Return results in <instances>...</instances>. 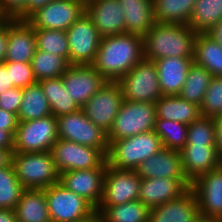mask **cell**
<instances>
[{
  "label": "cell",
  "instance_id": "4fadbf2b",
  "mask_svg": "<svg viewBox=\"0 0 222 222\" xmlns=\"http://www.w3.org/2000/svg\"><path fill=\"white\" fill-rule=\"evenodd\" d=\"M123 100L120 84L117 81H107L82 109L88 119L108 133Z\"/></svg>",
  "mask_w": 222,
  "mask_h": 222
},
{
  "label": "cell",
  "instance_id": "7a4b0ae2",
  "mask_svg": "<svg viewBox=\"0 0 222 222\" xmlns=\"http://www.w3.org/2000/svg\"><path fill=\"white\" fill-rule=\"evenodd\" d=\"M197 34L189 25L156 22L143 37L144 57L150 61L175 56L193 58Z\"/></svg>",
  "mask_w": 222,
  "mask_h": 222
},
{
  "label": "cell",
  "instance_id": "7402d4cb",
  "mask_svg": "<svg viewBox=\"0 0 222 222\" xmlns=\"http://www.w3.org/2000/svg\"><path fill=\"white\" fill-rule=\"evenodd\" d=\"M180 155L185 178L190 184L220 166V155L215 145H185Z\"/></svg>",
  "mask_w": 222,
  "mask_h": 222
},
{
  "label": "cell",
  "instance_id": "f35d334b",
  "mask_svg": "<svg viewBox=\"0 0 222 222\" xmlns=\"http://www.w3.org/2000/svg\"><path fill=\"white\" fill-rule=\"evenodd\" d=\"M186 145H215L214 118L200 116L188 125Z\"/></svg>",
  "mask_w": 222,
  "mask_h": 222
},
{
  "label": "cell",
  "instance_id": "6da1fadb",
  "mask_svg": "<svg viewBox=\"0 0 222 222\" xmlns=\"http://www.w3.org/2000/svg\"><path fill=\"white\" fill-rule=\"evenodd\" d=\"M144 38L136 34L102 37L92 66L107 80L118 81L144 59Z\"/></svg>",
  "mask_w": 222,
  "mask_h": 222
},
{
  "label": "cell",
  "instance_id": "9a60e30c",
  "mask_svg": "<svg viewBox=\"0 0 222 222\" xmlns=\"http://www.w3.org/2000/svg\"><path fill=\"white\" fill-rule=\"evenodd\" d=\"M61 77L64 87L79 108L107 82L92 65H70Z\"/></svg>",
  "mask_w": 222,
  "mask_h": 222
},
{
  "label": "cell",
  "instance_id": "5b68a950",
  "mask_svg": "<svg viewBox=\"0 0 222 222\" xmlns=\"http://www.w3.org/2000/svg\"><path fill=\"white\" fill-rule=\"evenodd\" d=\"M156 117L155 103L123 100L107 133L108 142L153 131Z\"/></svg>",
  "mask_w": 222,
  "mask_h": 222
},
{
  "label": "cell",
  "instance_id": "4316f807",
  "mask_svg": "<svg viewBox=\"0 0 222 222\" xmlns=\"http://www.w3.org/2000/svg\"><path fill=\"white\" fill-rule=\"evenodd\" d=\"M14 212L17 222H51L45 189H24Z\"/></svg>",
  "mask_w": 222,
  "mask_h": 222
},
{
  "label": "cell",
  "instance_id": "60d3db41",
  "mask_svg": "<svg viewBox=\"0 0 222 222\" xmlns=\"http://www.w3.org/2000/svg\"><path fill=\"white\" fill-rule=\"evenodd\" d=\"M10 71L14 87L25 88L37 83L32 71L31 62H3Z\"/></svg>",
  "mask_w": 222,
  "mask_h": 222
},
{
  "label": "cell",
  "instance_id": "7dc6e473",
  "mask_svg": "<svg viewBox=\"0 0 222 222\" xmlns=\"http://www.w3.org/2000/svg\"><path fill=\"white\" fill-rule=\"evenodd\" d=\"M14 85L11 81L10 71L4 63H0V94L7 89L13 88Z\"/></svg>",
  "mask_w": 222,
  "mask_h": 222
},
{
  "label": "cell",
  "instance_id": "1f68e13d",
  "mask_svg": "<svg viewBox=\"0 0 222 222\" xmlns=\"http://www.w3.org/2000/svg\"><path fill=\"white\" fill-rule=\"evenodd\" d=\"M96 212L105 222H149L150 208L136 200L112 207H97Z\"/></svg>",
  "mask_w": 222,
  "mask_h": 222
},
{
  "label": "cell",
  "instance_id": "7bdbcfd3",
  "mask_svg": "<svg viewBox=\"0 0 222 222\" xmlns=\"http://www.w3.org/2000/svg\"><path fill=\"white\" fill-rule=\"evenodd\" d=\"M27 0H0V12L4 18H14L24 7Z\"/></svg>",
  "mask_w": 222,
  "mask_h": 222
},
{
  "label": "cell",
  "instance_id": "ac0fdd59",
  "mask_svg": "<svg viewBox=\"0 0 222 222\" xmlns=\"http://www.w3.org/2000/svg\"><path fill=\"white\" fill-rule=\"evenodd\" d=\"M85 13L101 37L126 33L124 12L118 0H89Z\"/></svg>",
  "mask_w": 222,
  "mask_h": 222
},
{
  "label": "cell",
  "instance_id": "bcb514c9",
  "mask_svg": "<svg viewBox=\"0 0 222 222\" xmlns=\"http://www.w3.org/2000/svg\"><path fill=\"white\" fill-rule=\"evenodd\" d=\"M8 45V18L0 21V63L5 61Z\"/></svg>",
  "mask_w": 222,
  "mask_h": 222
},
{
  "label": "cell",
  "instance_id": "3957f363",
  "mask_svg": "<svg viewBox=\"0 0 222 222\" xmlns=\"http://www.w3.org/2000/svg\"><path fill=\"white\" fill-rule=\"evenodd\" d=\"M162 148L160 137L154 131L109 142L107 165L119 170H135Z\"/></svg>",
  "mask_w": 222,
  "mask_h": 222
},
{
  "label": "cell",
  "instance_id": "c3c4849f",
  "mask_svg": "<svg viewBox=\"0 0 222 222\" xmlns=\"http://www.w3.org/2000/svg\"><path fill=\"white\" fill-rule=\"evenodd\" d=\"M215 123V146L217 152L222 156V115L214 118Z\"/></svg>",
  "mask_w": 222,
  "mask_h": 222
},
{
  "label": "cell",
  "instance_id": "f5cc1de1",
  "mask_svg": "<svg viewBox=\"0 0 222 222\" xmlns=\"http://www.w3.org/2000/svg\"><path fill=\"white\" fill-rule=\"evenodd\" d=\"M209 35L213 37L222 46V20L219 21L209 32Z\"/></svg>",
  "mask_w": 222,
  "mask_h": 222
},
{
  "label": "cell",
  "instance_id": "e0dca14e",
  "mask_svg": "<svg viewBox=\"0 0 222 222\" xmlns=\"http://www.w3.org/2000/svg\"><path fill=\"white\" fill-rule=\"evenodd\" d=\"M199 214L222 219V167L201 175L193 183Z\"/></svg>",
  "mask_w": 222,
  "mask_h": 222
},
{
  "label": "cell",
  "instance_id": "ab89813d",
  "mask_svg": "<svg viewBox=\"0 0 222 222\" xmlns=\"http://www.w3.org/2000/svg\"><path fill=\"white\" fill-rule=\"evenodd\" d=\"M201 116L215 118L222 115V76H213L200 105Z\"/></svg>",
  "mask_w": 222,
  "mask_h": 222
},
{
  "label": "cell",
  "instance_id": "5bb4252c",
  "mask_svg": "<svg viewBox=\"0 0 222 222\" xmlns=\"http://www.w3.org/2000/svg\"><path fill=\"white\" fill-rule=\"evenodd\" d=\"M141 180L135 170H119L107 165L103 196L98 207H112L138 200Z\"/></svg>",
  "mask_w": 222,
  "mask_h": 222
},
{
  "label": "cell",
  "instance_id": "8d00e7d4",
  "mask_svg": "<svg viewBox=\"0 0 222 222\" xmlns=\"http://www.w3.org/2000/svg\"><path fill=\"white\" fill-rule=\"evenodd\" d=\"M36 49L65 58L69 62V44L66 31L34 28Z\"/></svg>",
  "mask_w": 222,
  "mask_h": 222
},
{
  "label": "cell",
  "instance_id": "7c38bea8",
  "mask_svg": "<svg viewBox=\"0 0 222 222\" xmlns=\"http://www.w3.org/2000/svg\"><path fill=\"white\" fill-rule=\"evenodd\" d=\"M83 13L85 4L79 0H52L26 21L33 28L66 31Z\"/></svg>",
  "mask_w": 222,
  "mask_h": 222
},
{
  "label": "cell",
  "instance_id": "484cf974",
  "mask_svg": "<svg viewBox=\"0 0 222 222\" xmlns=\"http://www.w3.org/2000/svg\"><path fill=\"white\" fill-rule=\"evenodd\" d=\"M157 118L190 125L198 119L200 106L182 99L179 95H162L155 103Z\"/></svg>",
  "mask_w": 222,
  "mask_h": 222
},
{
  "label": "cell",
  "instance_id": "2e32d148",
  "mask_svg": "<svg viewBox=\"0 0 222 222\" xmlns=\"http://www.w3.org/2000/svg\"><path fill=\"white\" fill-rule=\"evenodd\" d=\"M106 169L107 161L97 168L65 171L60 173L59 182L69 191L84 197L97 208L103 196Z\"/></svg>",
  "mask_w": 222,
  "mask_h": 222
},
{
  "label": "cell",
  "instance_id": "f907efd6",
  "mask_svg": "<svg viewBox=\"0 0 222 222\" xmlns=\"http://www.w3.org/2000/svg\"><path fill=\"white\" fill-rule=\"evenodd\" d=\"M13 149H0V168L12 164Z\"/></svg>",
  "mask_w": 222,
  "mask_h": 222
},
{
  "label": "cell",
  "instance_id": "52a82bcc",
  "mask_svg": "<svg viewBox=\"0 0 222 222\" xmlns=\"http://www.w3.org/2000/svg\"><path fill=\"white\" fill-rule=\"evenodd\" d=\"M56 118L59 139L94 147L107 155L109 146L107 132L88 119L82 108Z\"/></svg>",
  "mask_w": 222,
  "mask_h": 222
},
{
  "label": "cell",
  "instance_id": "ffe728a7",
  "mask_svg": "<svg viewBox=\"0 0 222 222\" xmlns=\"http://www.w3.org/2000/svg\"><path fill=\"white\" fill-rule=\"evenodd\" d=\"M35 51L34 28L27 21L8 18V45L4 62H31Z\"/></svg>",
  "mask_w": 222,
  "mask_h": 222
},
{
  "label": "cell",
  "instance_id": "9f6ffc18",
  "mask_svg": "<svg viewBox=\"0 0 222 222\" xmlns=\"http://www.w3.org/2000/svg\"><path fill=\"white\" fill-rule=\"evenodd\" d=\"M81 2H83L84 4H86L87 2H89V0H79Z\"/></svg>",
  "mask_w": 222,
  "mask_h": 222
},
{
  "label": "cell",
  "instance_id": "ba28073f",
  "mask_svg": "<svg viewBox=\"0 0 222 222\" xmlns=\"http://www.w3.org/2000/svg\"><path fill=\"white\" fill-rule=\"evenodd\" d=\"M117 82L126 101L156 103L162 96L155 62L145 58Z\"/></svg>",
  "mask_w": 222,
  "mask_h": 222
},
{
  "label": "cell",
  "instance_id": "836d02e7",
  "mask_svg": "<svg viewBox=\"0 0 222 222\" xmlns=\"http://www.w3.org/2000/svg\"><path fill=\"white\" fill-rule=\"evenodd\" d=\"M212 77L207 69L193 62L179 96L200 106Z\"/></svg>",
  "mask_w": 222,
  "mask_h": 222
},
{
  "label": "cell",
  "instance_id": "816d5d0a",
  "mask_svg": "<svg viewBox=\"0 0 222 222\" xmlns=\"http://www.w3.org/2000/svg\"><path fill=\"white\" fill-rule=\"evenodd\" d=\"M0 222H17L14 210L0 209Z\"/></svg>",
  "mask_w": 222,
  "mask_h": 222
},
{
  "label": "cell",
  "instance_id": "d6a6232c",
  "mask_svg": "<svg viewBox=\"0 0 222 222\" xmlns=\"http://www.w3.org/2000/svg\"><path fill=\"white\" fill-rule=\"evenodd\" d=\"M222 20V0H196L189 26L197 33H208Z\"/></svg>",
  "mask_w": 222,
  "mask_h": 222
},
{
  "label": "cell",
  "instance_id": "11a10c76",
  "mask_svg": "<svg viewBox=\"0 0 222 222\" xmlns=\"http://www.w3.org/2000/svg\"><path fill=\"white\" fill-rule=\"evenodd\" d=\"M81 222H104V219L99 213H94L90 218Z\"/></svg>",
  "mask_w": 222,
  "mask_h": 222
},
{
  "label": "cell",
  "instance_id": "681fc988",
  "mask_svg": "<svg viewBox=\"0 0 222 222\" xmlns=\"http://www.w3.org/2000/svg\"><path fill=\"white\" fill-rule=\"evenodd\" d=\"M0 149H14V136L0 127Z\"/></svg>",
  "mask_w": 222,
  "mask_h": 222
},
{
  "label": "cell",
  "instance_id": "4dcf8cb0",
  "mask_svg": "<svg viewBox=\"0 0 222 222\" xmlns=\"http://www.w3.org/2000/svg\"><path fill=\"white\" fill-rule=\"evenodd\" d=\"M38 83L43 89L54 117L70 114L80 109L64 87L61 76L45 79Z\"/></svg>",
  "mask_w": 222,
  "mask_h": 222
},
{
  "label": "cell",
  "instance_id": "8fae6325",
  "mask_svg": "<svg viewBox=\"0 0 222 222\" xmlns=\"http://www.w3.org/2000/svg\"><path fill=\"white\" fill-rule=\"evenodd\" d=\"M59 173L100 167L106 156L97 148L58 139L50 150Z\"/></svg>",
  "mask_w": 222,
  "mask_h": 222
},
{
  "label": "cell",
  "instance_id": "db71d44e",
  "mask_svg": "<svg viewBox=\"0 0 222 222\" xmlns=\"http://www.w3.org/2000/svg\"><path fill=\"white\" fill-rule=\"evenodd\" d=\"M193 222H222V219L212 218L210 216L198 214V216L193 220Z\"/></svg>",
  "mask_w": 222,
  "mask_h": 222
},
{
  "label": "cell",
  "instance_id": "b9f144b4",
  "mask_svg": "<svg viewBox=\"0 0 222 222\" xmlns=\"http://www.w3.org/2000/svg\"><path fill=\"white\" fill-rule=\"evenodd\" d=\"M22 101V88L13 87L0 94V108L18 115Z\"/></svg>",
  "mask_w": 222,
  "mask_h": 222
},
{
  "label": "cell",
  "instance_id": "603a6c76",
  "mask_svg": "<svg viewBox=\"0 0 222 222\" xmlns=\"http://www.w3.org/2000/svg\"><path fill=\"white\" fill-rule=\"evenodd\" d=\"M198 214L195 193L189 188L179 198L150 208L149 222H193Z\"/></svg>",
  "mask_w": 222,
  "mask_h": 222
},
{
  "label": "cell",
  "instance_id": "8992f818",
  "mask_svg": "<svg viewBox=\"0 0 222 222\" xmlns=\"http://www.w3.org/2000/svg\"><path fill=\"white\" fill-rule=\"evenodd\" d=\"M45 196L51 222H81L96 213L90 202L60 182L47 187Z\"/></svg>",
  "mask_w": 222,
  "mask_h": 222
},
{
  "label": "cell",
  "instance_id": "e575fe53",
  "mask_svg": "<svg viewBox=\"0 0 222 222\" xmlns=\"http://www.w3.org/2000/svg\"><path fill=\"white\" fill-rule=\"evenodd\" d=\"M32 71L37 82L62 76L69 68V62L56 54L36 49L31 59Z\"/></svg>",
  "mask_w": 222,
  "mask_h": 222
},
{
  "label": "cell",
  "instance_id": "cb8c5ba5",
  "mask_svg": "<svg viewBox=\"0 0 222 222\" xmlns=\"http://www.w3.org/2000/svg\"><path fill=\"white\" fill-rule=\"evenodd\" d=\"M154 62L162 95H179L193 58L165 57Z\"/></svg>",
  "mask_w": 222,
  "mask_h": 222
},
{
  "label": "cell",
  "instance_id": "680465c9",
  "mask_svg": "<svg viewBox=\"0 0 222 222\" xmlns=\"http://www.w3.org/2000/svg\"><path fill=\"white\" fill-rule=\"evenodd\" d=\"M220 166L222 167V156H220Z\"/></svg>",
  "mask_w": 222,
  "mask_h": 222
},
{
  "label": "cell",
  "instance_id": "d4e9b609",
  "mask_svg": "<svg viewBox=\"0 0 222 222\" xmlns=\"http://www.w3.org/2000/svg\"><path fill=\"white\" fill-rule=\"evenodd\" d=\"M125 18L126 34L144 37L156 23L153 0H118Z\"/></svg>",
  "mask_w": 222,
  "mask_h": 222
},
{
  "label": "cell",
  "instance_id": "f546056e",
  "mask_svg": "<svg viewBox=\"0 0 222 222\" xmlns=\"http://www.w3.org/2000/svg\"><path fill=\"white\" fill-rule=\"evenodd\" d=\"M195 3L196 0H153L155 21L189 25Z\"/></svg>",
  "mask_w": 222,
  "mask_h": 222
},
{
  "label": "cell",
  "instance_id": "ee69618b",
  "mask_svg": "<svg viewBox=\"0 0 222 222\" xmlns=\"http://www.w3.org/2000/svg\"><path fill=\"white\" fill-rule=\"evenodd\" d=\"M51 1L52 0H27L25 7L13 19L26 21L34 12L43 8Z\"/></svg>",
  "mask_w": 222,
  "mask_h": 222
},
{
  "label": "cell",
  "instance_id": "9c48e42d",
  "mask_svg": "<svg viewBox=\"0 0 222 222\" xmlns=\"http://www.w3.org/2000/svg\"><path fill=\"white\" fill-rule=\"evenodd\" d=\"M58 139L57 118L53 115L18 122L13 152L50 151Z\"/></svg>",
  "mask_w": 222,
  "mask_h": 222
},
{
  "label": "cell",
  "instance_id": "f1b7e54d",
  "mask_svg": "<svg viewBox=\"0 0 222 222\" xmlns=\"http://www.w3.org/2000/svg\"><path fill=\"white\" fill-rule=\"evenodd\" d=\"M50 115L52 112L49 102L38 82L22 89V101L17 115L18 122Z\"/></svg>",
  "mask_w": 222,
  "mask_h": 222
},
{
  "label": "cell",
  "instance_id": "277c9868",
  "mask_svg": "<svg viewBox=\"0 0 222 222\" xmlns=\"http://www.w3.org/2000/svg\"><path fill=\"white\" fill-rule=\"evenodd\" d=\"M12 165L24 189H46L60 181V173L50 151L13 152Z\"/></svg>",
  "mask_w": 222,
  "mask_h": 222
},
{
  "label": "cell",
  "instance_id": "d590c367",
  "mask_svg": "<svg viewBox=\"0 0 222 222\" xmlns=\"http://www.w3.org/2000/svg\"><path fill=\"white\" fill-rule=\"evenodd\" d=\"M164 148L181 151L186 145L188 125L156 117L153 130Z\"/></svg>",
  "mask_w": 222,
  "mask_h": 222
},
{
  "label": "cell",
  "instance_id": "74e56055",
  "mask_svg": "<svg viewBox=\"0 0 222 222\" xmlns=\"http://www.w3.org/2000/svg\"><path fill=\"white\" fill-rule=\"evenodd\" d=\"M23 191L13 165L0 168V209L14 210Z\"/></svg>",
  "mask_w": 222,
  "mask_h": 222
},
{
  "label": "cell",
  "instance_id": "30bf717a",
  "mask_svg": "<svg viewBox=\"0 0 222 222\" xmlns=\"http://www.w3.org/2000/svg\"><path fill=\"white\" fill-rule=\"evenodd\" d=\"M70 65H92L101 42V36L91 18L86 14L66 30Z\"/></svg>",
  "mask_w": 222,
  "mask_h": 222
},
{
  "label": "cell",
  "instance_id": "f6af8a7d",
  "mask_svg": "<svg viewBox=\"0 0 222 222\" xmlns=\"http://www.w3.org/2000/svg\"><path fill=\"white\" fill-rule=\"evenodd\" d=\"M17 126V115L0 108V127H3V130L9 131L13 136H15Z\"/></svg>",
  "mask_w": 222,
  "mask_h": 222
},
{
  "label": "cell",
  "instance_id": "83f0119b",
  "mask_svg": "<svg viewBox=\"0 0 222 222\" xmlns=\"http://www.w3.org/2000/svg\"><path fill=\"white\" fill-rule=\"evenodd\" d=\"M193 62L213 76H222V46L208 33H198L194 42Z\"/></svg>",
  "mask_w": 222,
  "mask_h": 222
},
{
  "label": "cell",
  "instance_id": "6f0895ef",
  "mask_svg": "<svg viewBox=\"0 0 222 222\" xmlns=\"http://www.w3.org/2000/svg\"><path fill=\"white\" fill-rule=\"evenodd\" d=\"M3 19H4V17H3V15L0 12V21L3 20Z\"/></svg>",
  "mask_w": 222,
  "mask_h": 222
},
{
  "label": "cell",
  "instance_id": "d6986e66",
  "mask_svg": "<svg viewBox=\"0 0 222 222\" xmlns=\"http://www.w3.org/2000/svg\"><path fill=\"white\" fill-rule=\"evenodd\" d=\"M189 188L187 179L145 178L141 180L138 200L152 208L179 198Z\"/></svg>",
  "mask_w": 222,
  "mask_h": 222
},
{
  "label": "cell",
  "instance_id": "44dd1931",
  "mask_svg": "<svg viewBox=\"0 0 222 222\" xmlns=\"http://www.w3.org/2000/svg\"><path fill=\"white\" fill-rule=\"evenodd\" d=\"M135 171L141 179H186L180 152L164 147L144 160Z\"/></svg>",
  "mask_w": 222,
  "mask_h": 222
}]
</instances>
